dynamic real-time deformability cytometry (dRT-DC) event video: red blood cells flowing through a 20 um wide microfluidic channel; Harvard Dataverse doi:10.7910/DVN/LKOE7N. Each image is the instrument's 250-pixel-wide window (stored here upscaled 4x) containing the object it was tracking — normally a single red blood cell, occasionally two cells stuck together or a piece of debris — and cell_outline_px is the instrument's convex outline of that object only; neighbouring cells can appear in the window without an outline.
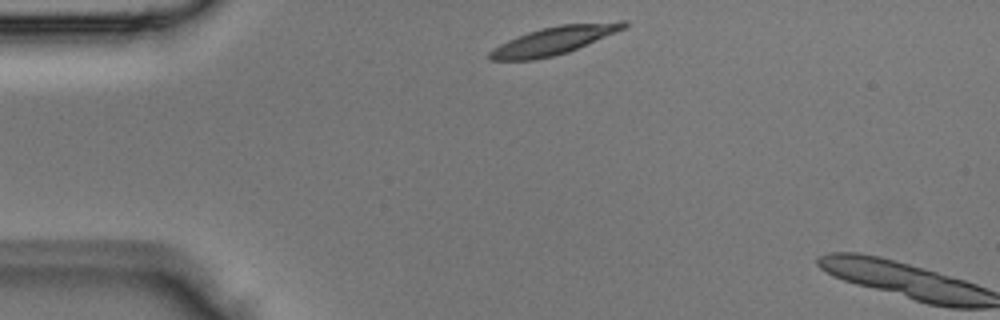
{"species": "Egyptian fruit bat (a non-hibernating species)", "species_latin": "Rousettus aegyptiacus", "temperature_condition": "room temperature", "stored_images_in_passage": 2, "camera_frame_rate_fps": 3000, "um_per_image_px": 0.085, "animal": {"sex": "male"}, "frame": {"image": 1, "passage_image": 1, "time_ms": 0.0, "image_size_px": [1000, 320], "cell_outline_px": [[628, 24], [624, 28], [616, 32], [568, 52], [552, 56], [532, 60], [492, 60], [488, 56], [488, 52], [492, 48], [508, 40], [528, 32], [560, 24], [620, 20], [628, 20]], "centroid_in_image_um": [47.11, 3.42], "position_along_channel_um": 37.9, "area_um2": 21.79}}